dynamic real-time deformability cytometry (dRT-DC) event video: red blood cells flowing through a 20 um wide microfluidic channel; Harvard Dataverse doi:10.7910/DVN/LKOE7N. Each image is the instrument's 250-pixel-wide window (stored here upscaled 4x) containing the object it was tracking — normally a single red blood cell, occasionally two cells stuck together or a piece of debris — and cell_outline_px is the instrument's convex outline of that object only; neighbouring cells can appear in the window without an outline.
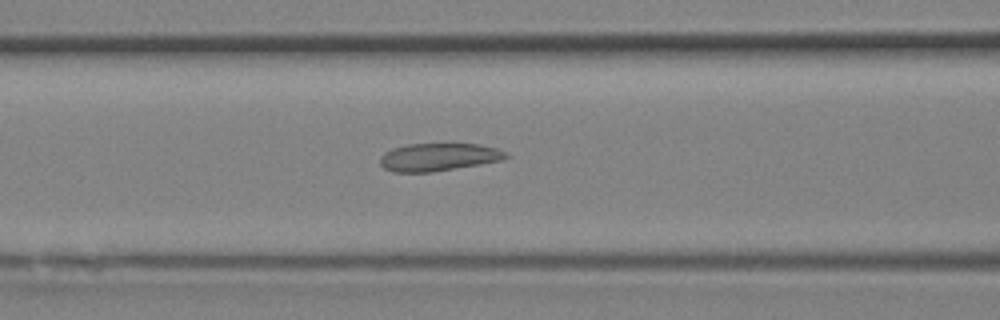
{"species": "Egyptian fruit bat (a non-hibernating species)", "species_latin": "Rousettus aegyptiacus", "temperature_condition": "room temperature", "stored_images_in_passage": 20, "camera_frame_rate_fps": 3000, "um_per_image_px": 0.085, "animal": {"sex": "female"}, "frame": {"image": 1, "passage_image": 12, "time_ms": 3.667, "image_size_px": [1000, 320], "cell_outline_px": [[508, 156], [500, 160], [480, 164], [432, 172], [392, 172], [384, 168], [380, 164], [380, 156], [384, 152], [392, 148], [408, 144], [476, 144], [496, 148], [504, 152]], "centroid_in_image_um": [37.2, 13.35], "position_along_channel_um": 129.4, "area_um2": 20.17}}
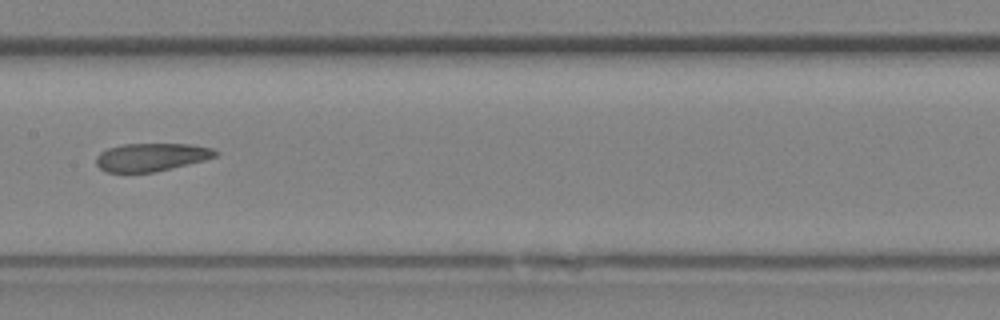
{"frame": {"image": 2, "passage_image": 15, "time_ms": 4.667, "image_size_px": [1000, 320], "cell_outline_px": [[220, 152], [216, 156], [204, 160], [156, 172], [108, 172], [100, 168], [96, 164], [96, 156], [100, 152], [108, 148], [124, 144], [192, 144], [212, 148]], "centroid_in_image_um": [12.87, 13.35], "position_along_channel_um": 194.5, "area_um2": 19.48}}
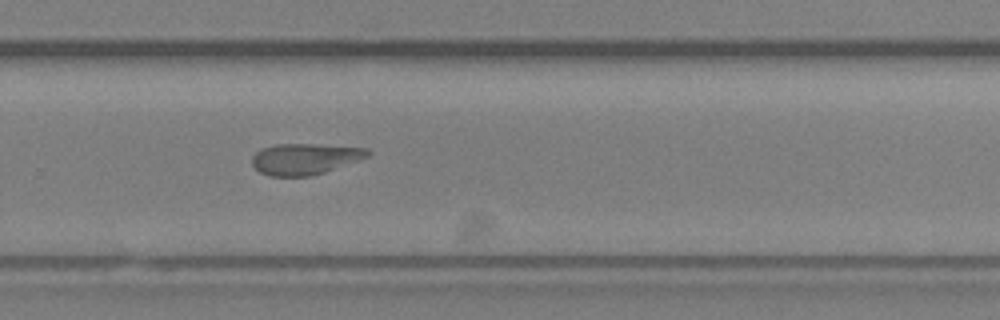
{"frame": {"image": 3, "passage_image": 20, "time_ms": 6.333, "image_size_px": [1000, 320], "cell_outline_px": [[372, 152], [368, 156], [360, 160], [312, 176], [272, 176], [260, 172], [252, 164], [252, 156], [260, 148], [276, 144], [312, 144], [368, 148]], "centroid_in_image_um": [25.92, 13.5], "position_along_channel_um": 303.9, "area_um2": 20.98}}